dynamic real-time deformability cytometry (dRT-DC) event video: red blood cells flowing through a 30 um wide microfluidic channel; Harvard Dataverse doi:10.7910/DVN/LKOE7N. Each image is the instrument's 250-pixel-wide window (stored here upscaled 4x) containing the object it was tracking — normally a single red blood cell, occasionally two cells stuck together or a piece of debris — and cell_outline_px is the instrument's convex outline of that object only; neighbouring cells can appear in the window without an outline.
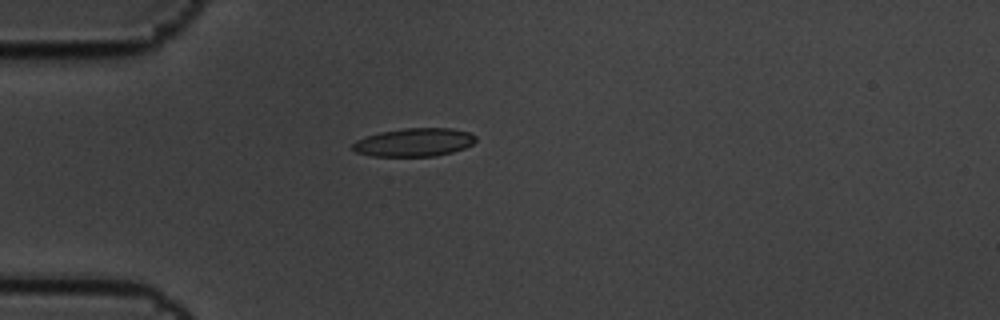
{"species": "common noctule bat (a hibernating species)", "species_latin": "Nyctalus noctula", "temperature_condition": "cold", "stored_images_in_passage": 1, "camera_frame_rate_fps": 3000, "um_per_image_px": 0.085, "animal": {"sex": "male", "body_mass_g": 19.5, "forearm_length_mm": 54.6}, "frame": {"image": 1, "passage_image": 1, "time_ms": 0.0, "image_size_px": [1000, 320], "cell_outline_px": [[476, 140], [472, 144], [464, 148], [452, 152], [436, 156], [372, 156], [356, 152], [352, 148], [352, 144], [356, 140], [364, 136], [380, 132], [404, 128], [452, 128], [468, 132], [476, 136]], "centroid_in_image_um": [35.19, 12.09], "position_along_channel_um": 49.8, "area_um2": 20.35}}